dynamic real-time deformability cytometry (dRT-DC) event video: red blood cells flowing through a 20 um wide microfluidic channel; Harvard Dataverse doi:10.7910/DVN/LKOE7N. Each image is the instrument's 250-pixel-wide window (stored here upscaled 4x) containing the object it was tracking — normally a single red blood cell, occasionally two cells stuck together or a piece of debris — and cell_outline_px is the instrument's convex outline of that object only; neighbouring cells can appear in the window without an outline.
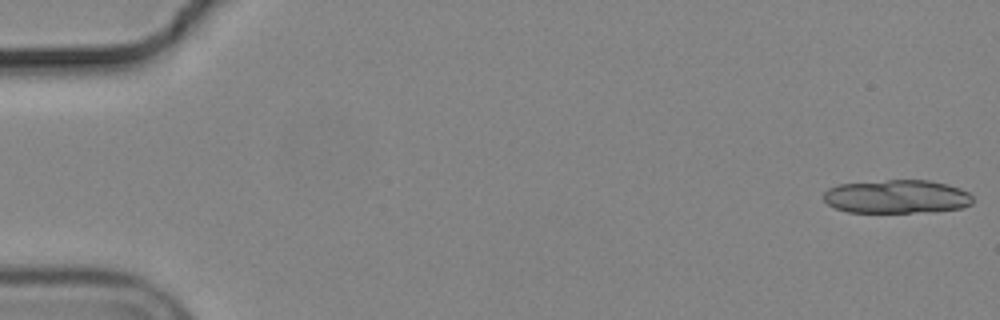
{"species": "common noctule bat (a hibernating species)", "species_latin": "Nyctalus noctula", "temperature_condition": "cold", "stored_images_in_passage": 16, "camera_frame_rate_fps": 3000, "um_per_image_px": 0.085, "animal": {"sex": "male", "body_mass_g": 19.2, "forearm_length_mm": 51.8}, "frame": {"image": 1, "passage_image": 1, "time_ms": 0.0, "image_size_px": [1000, 320], "cell_outline_px": [[972, 204], [960, 208], [912, 212], [848, 212], [836, 208], [828, 204], [824, 200], [824, 192], [828, 188], [840, 184], [888, 180], [928, 180], [948, 184], [960, 188], [968, 192], [972, 196]], "centroid_in_image_um": [76.21, 16.7], "position_along_channel_um": 8.8, "area_um2": 28.9}}